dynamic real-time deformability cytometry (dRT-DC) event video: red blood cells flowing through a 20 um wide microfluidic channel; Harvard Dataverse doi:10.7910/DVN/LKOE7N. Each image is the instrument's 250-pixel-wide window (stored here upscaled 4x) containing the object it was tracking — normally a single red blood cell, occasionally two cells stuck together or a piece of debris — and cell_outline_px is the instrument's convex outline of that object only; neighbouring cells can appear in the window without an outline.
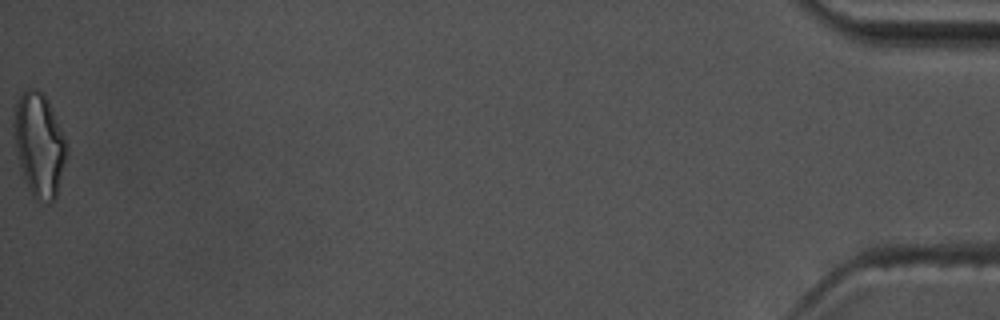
{"species": "common noctule bat (a hibernating species)", "species_latin": "Nyctalus noctula", "temperature_condition": "warm", "stored_images_in_passage": 55, "camera_frame_rate_fps": 3000, "um_per_image_px": 0.085, "animal": {"sex": "male", "body_mass_g": 17.5, "forearm_length_mm": 52.3}, "frame": {"image": 1, "passage_image": 55, "time_ms": 18.0, "image_size_px": [1000, 320], "cell_outline_px": [[68, 152], [56, 196], [48, 204], [40, 204], [32, 196], [28, 188], [20, 168], [16, 148], [12, 124], [12, 120], [16, 104], [20, 96], [28, 88], [36, 88], [48, 100], [64, 136], [68, 148]], "centroid_in_image_um": [3.33, 12.34], "position_along_channel_um": 431.9, "area_um2": 31.91}, "authors_computed_cell_mechanics": {"area_um2": 22.253, "velocity_mm_per_s": 3.6469, "shape_relaxation_time_tau1_ms": 6.7288, "shape_relaxation_time_tau2_ms": 2.0345, "deformation_change_tau1": 0.1857, "deformation_change_tau2": 0.0916}}